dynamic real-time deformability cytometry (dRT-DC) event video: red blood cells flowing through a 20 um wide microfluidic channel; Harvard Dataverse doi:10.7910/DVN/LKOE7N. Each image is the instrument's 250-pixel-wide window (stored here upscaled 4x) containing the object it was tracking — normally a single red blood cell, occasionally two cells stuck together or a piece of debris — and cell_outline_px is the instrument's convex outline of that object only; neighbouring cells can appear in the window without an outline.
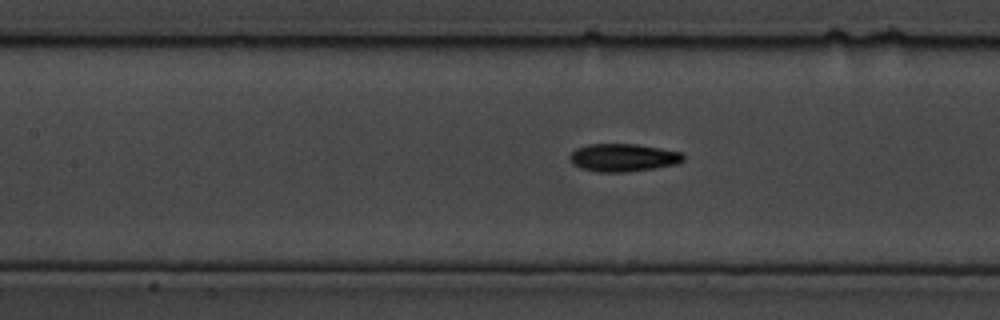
{"species": "common noctule bat (a hibernating species)", "species_latin": "Nyctalus noctula", "temperature_condition": "cold", "stored_images_in_passage": 79, "camera_frame_rate_fps": 3000, "um_per_image_px": 0.085, "animal": {"sex": "male", "body_mass_g": 19.5, "forearm_length_mm": 54.6}, "frame": {"image": 1, "passage_image": 31, "time_ms": 10.0, "image_size_px": [1000, 320], "cell_outline_px": [[684, 160], [676, 164], [652, 168], [624, 172], [600, 172], [580, 168], [572, 164], [568, 160], [568, 156], [576, 148], [588, 144], [636, 144], [660, 148], [680, 152], [684, 156]], "centroid_in_image_um": [52.91, 13.39], "position_along_channel_um": 154.5, "area_um2": 18.38}}
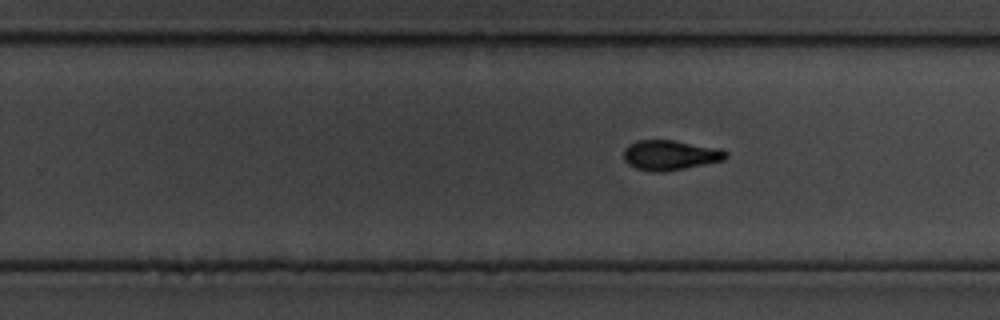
{"frame": {"image": 2, "passage_image": 46, "time_ms": 15.0, "image_size_px": [1000, 320], "cell_outline_px": [[728, 156], [724, 160], [664, 172], [652, 172], [636, 168], [628, 164], [624, 160], [624, 148], [628, 144], [636, 140], [672, 140], [720, 148], [728, 152]], "centroid_in_image_um": [56.95, 13.18], "position_along_channel_um": 272.9, "area_um2": 17.92}}
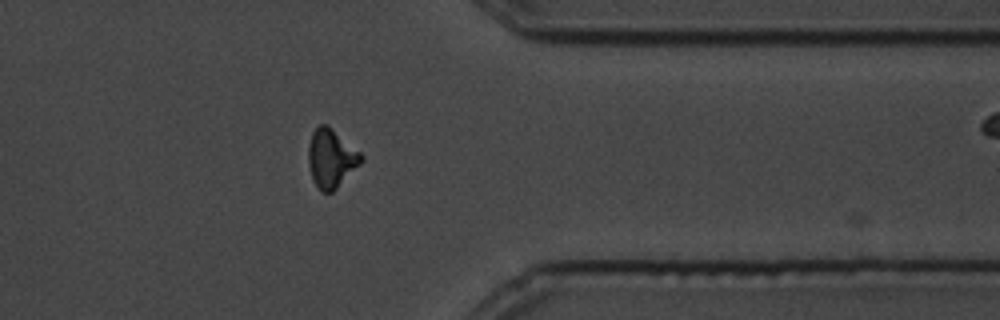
{"frame": {"image": 3, "passage_image": 61, "time_ms": 20.0, "image_size_px": [1000, 320], "cell_outline_px": [[364, 160], [332, 192], [320, 192], [312, 180], [308, 164], [308, 148], [312, 132], [320, 124], [328, 124], [360, 152], [364, 156]], "centroid_in_image_um": [28.14, 13.45], "position_along_channel_um": 383.3, "area_um2": 18.09}}